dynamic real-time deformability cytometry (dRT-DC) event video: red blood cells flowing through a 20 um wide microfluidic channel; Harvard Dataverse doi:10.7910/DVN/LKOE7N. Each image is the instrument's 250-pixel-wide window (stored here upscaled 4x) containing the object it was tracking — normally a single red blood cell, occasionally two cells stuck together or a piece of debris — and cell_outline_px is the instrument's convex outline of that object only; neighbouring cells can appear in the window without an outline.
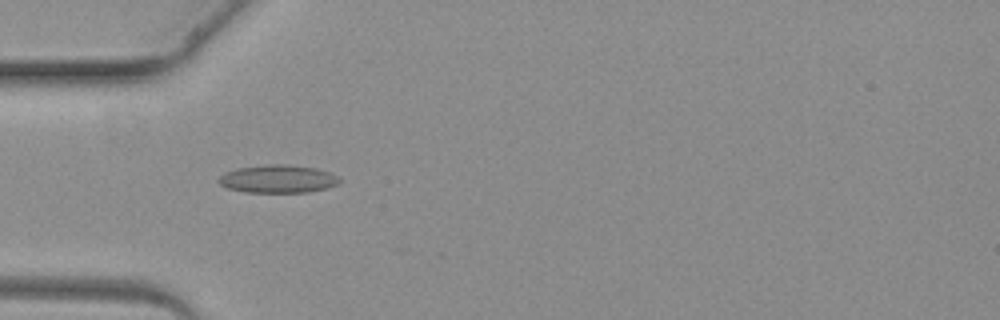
{"species": "common noctule bat (a hibernating species)", "species_latin": "Nyctalus noctula", "temperature_condition": "warm", "stored_images_in_passage": 3, "camera_frame_rate_fps": 3000, "um_per_image_px": 0.085, "animal": {"sex": "female", "body_mass_g": 19.3, "forearm_length_mm": 54.1}, "frame": {"image": 1, "passage_image": 2, "time_ms": 1.333, "image_size_px": [1000, 320], "cell_outline_px": [[340, 180], [336, 184], [328, 188], [308, 192], [244, 192], [228, 188], [220, 184], [216, 180], [224, 172], [236, 168], [264, 164], [288, 164], [316, 168], [328, 172], [336, 176]], "centroid_in_image_um": [23.57, 15.2], "position_along_channel_um": 61.4, "area_um2": 19.77}}